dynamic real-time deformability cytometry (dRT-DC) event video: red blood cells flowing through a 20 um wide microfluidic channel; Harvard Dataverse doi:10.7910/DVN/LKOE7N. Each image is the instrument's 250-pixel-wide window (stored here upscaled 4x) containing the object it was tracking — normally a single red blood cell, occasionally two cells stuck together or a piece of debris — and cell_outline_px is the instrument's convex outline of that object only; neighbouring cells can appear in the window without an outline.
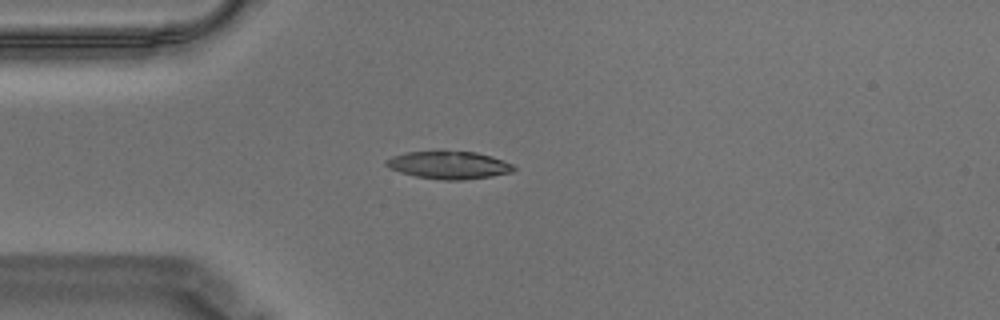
{"species": "Egyptian fruit bat (a non-hibernating species)", "species_latin": "Rousettus aegyptiacus", "temperature_condition": "warm", "stored_images_in_passage": 44, "camera_frame_rate_fps": 3000, "um_per_image_px": 0.085, "animal": {"sex": "male"}, "frame": {"image": 1, "passage_image": 2, "time_ms": 0.333, "image_size_px": [1000, 320], "cell_outline_px": [[516, 168], [512, 172], [492, 176], [464, 180], [444, 180], [416, 176], [400, 172], [388, 168], [384, 164], [384, 160], [392, 156], [408, 152], [444, 148], [476, 152], [492, 156], [504, 160], [512, 164]], "centroid_in_image_um": [38.13, 13.98], "position_along_channel_um": 46.9, "area_um2": 21.44}}
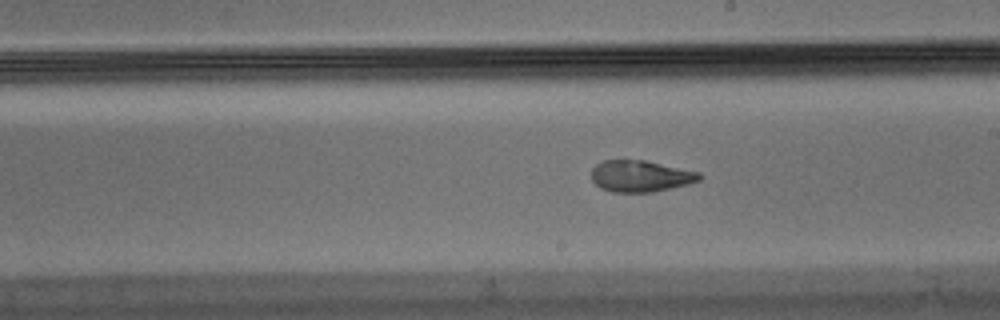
{"frame": {"image": 2, "passage_image": 19, "time_ms": 6.0, "image_size_px": [1000, 320], "cell_outline_px": [[704, 176], [700, 180], [688, 184], [652, 192], [612, 192], [600, 188], [592, 180], [592, 168], [596, 164], [604, 160], [648, 160], [700, 172]], "centroid_in_image_um": [54.47, 14.96], "position_along_channel_um": 234.5, "area_um2": 20.0}}
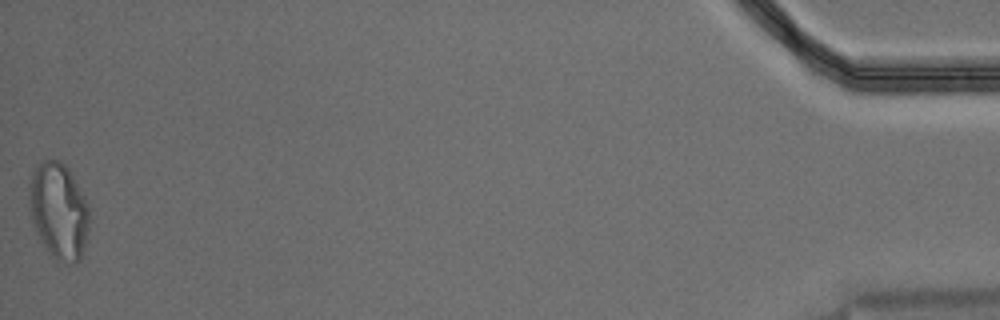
{"frame": {"image": 3, "passage_image": 44, "time_ms": 14.333, "image_size_px": [1000, 320], "cell_outline_px": [[88, 240], [80, 260], [72, 264], [56, 260], [44, 248], [32, 224], [28, 208], [28, 184], [32, 172], [40, 160], [60, 160], [68, 168], [84, 196], [88, 208]], "centroid_in_image_um": [4.95, 17.94], "position_along_channel_um": 430.2, "area_um2": 34.39}, "authors_computed_cell_mechanics": {"area_um2": 21.1548, "velocity_mm_per_s": 3.5234, "shape_relaxation_time_tau1_ms": null, "shape_relaxation_time_tau2_ms": 1.9785, "deformation_change_tau1": null, "deformation_change_tau2": 0.0779}}